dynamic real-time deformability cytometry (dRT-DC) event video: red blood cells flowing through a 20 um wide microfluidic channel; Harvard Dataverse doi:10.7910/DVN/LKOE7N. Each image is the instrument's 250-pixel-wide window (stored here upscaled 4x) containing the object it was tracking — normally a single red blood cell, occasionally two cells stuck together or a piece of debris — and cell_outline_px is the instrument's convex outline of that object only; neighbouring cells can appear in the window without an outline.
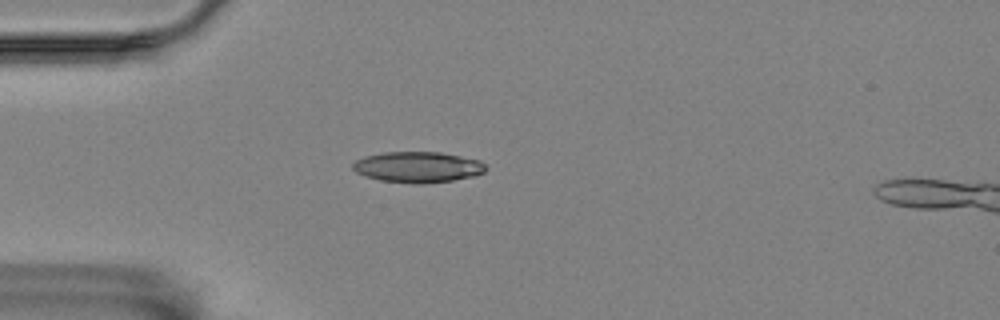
{"species": "Egyptian fruit bat (a non-hibernating species)", "species_latin": "Rousettus aegyptiacus", "temperature_condition": "room temperature", "stored_images_in_passage": 4, "camera_frame_rate_fps": 3000, "um_per_image_px": 0.085, "animal": {"sex": "female"}, "frame": {"image": 1, "passage_image": 4, "time_ms": 3.333, "image_size_px": [1000, 320], "cell_outline_px": [[488, 168], [484, 172], [472, 176], [452, 180], [420, 184], [416, 184], [380, 180], [364, 176], [356, 172], [352, 168], [352, 164], [356, 160], [364, 156], [384, 152], [440, 152], [480, 160]], "centroid_in_image_um": [35.49, 14.2], "position_along_channel_um": 49.5, "area_um2": 23.87}}